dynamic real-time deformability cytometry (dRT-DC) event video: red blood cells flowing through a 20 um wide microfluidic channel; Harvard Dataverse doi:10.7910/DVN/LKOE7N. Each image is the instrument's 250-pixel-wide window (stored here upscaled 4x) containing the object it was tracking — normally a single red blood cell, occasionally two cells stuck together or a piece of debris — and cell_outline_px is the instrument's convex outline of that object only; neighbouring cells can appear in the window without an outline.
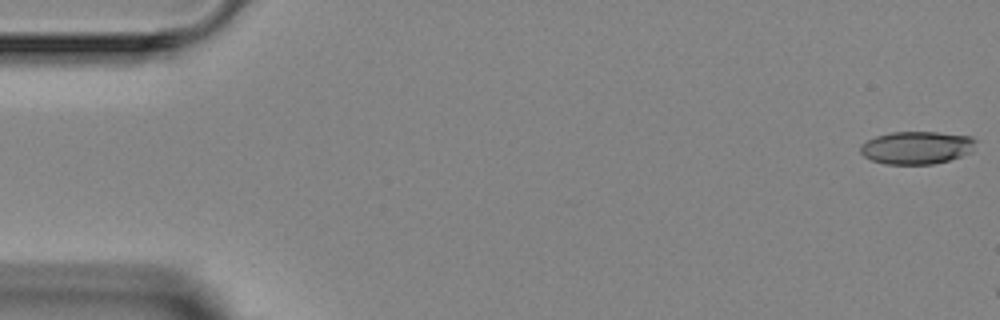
{"species": "Egyptian fruit bat (a non-hibernating species)", "species_latin": "Rousettus aegyptiacus", "temperature_condition": "room temperature", "stored_images_in_passage": 3, "camera_frame_rate_fps": 3000, "um_per_image_px": 0.085, "animal": {"sex": "female"}, "frame": {"image": 1, "passage_image": 1, "time_ms": 0.0, "image_size_px": [1000, 320], "cell_outline_px": [[976, 140], [972, 152], [948, 160], [932, 164], [884, 164], [872, 160], [864, 156], [860, 152], [860, 144], [876, 136], [892, 132], [936, 132], [972, 136]], "centroid_in_image_um": [77.91, 12.54], "position_along_channel_um": 7.1, "area_um2": 22.02}}